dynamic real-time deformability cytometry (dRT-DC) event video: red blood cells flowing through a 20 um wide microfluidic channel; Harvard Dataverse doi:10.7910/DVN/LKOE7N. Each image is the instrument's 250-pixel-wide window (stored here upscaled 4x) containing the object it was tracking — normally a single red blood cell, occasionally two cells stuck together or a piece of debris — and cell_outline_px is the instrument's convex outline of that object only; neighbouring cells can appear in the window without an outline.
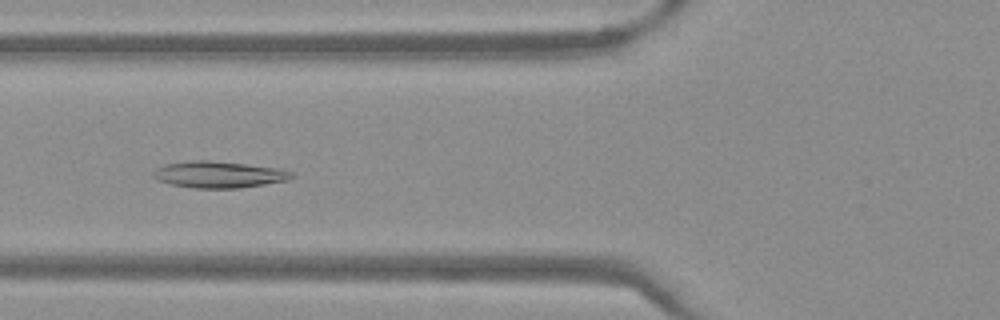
{"species": "Egyptian fruit bat (a non-hibernating species)", "species_latin": "Rousettus aegyptiacus", "temperature_condition": "warm", "stored_images_in_passage": 51, "camera_frame_rate_fps": 3000, "um_per_image_px": 0.085, "frame": {"image": 1, "passage_image": 20, "time_ms": 6.333, "image_size_px": [1000, 320], "cell_outline_px": [[296, 176], [288, 180], [240, 188], [196, 188], [172, 184], [160, 180], [152, 176], [152, 172], [156, 168], [164, 164], [192, 160], [208, 160], [280, 168], [292, 172]], "centroid_in_image_um": [18.61, 14.83], "position_along_channel_um": 107.2, "area_um2": 21.33}}
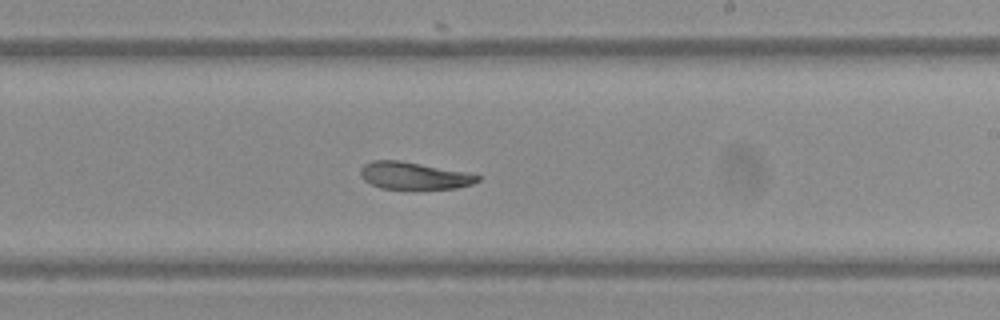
{"frame": {"image": 2, "passage_image": 31, "time_ms": 10.0, "image_size_px": [1000, 320], "cell_outline_px": [[480, 180], [472, 184], [456, 188], [380, 188], [364, 180], [360, 176], [360, 168], [364, 164], [372, 160], [400, 160], [468, 172], [480, 176]], "centroid_in_image_um": [35.17, 14.91], "position_along_channel_um": 253.8, "area_um2": 18.5}}
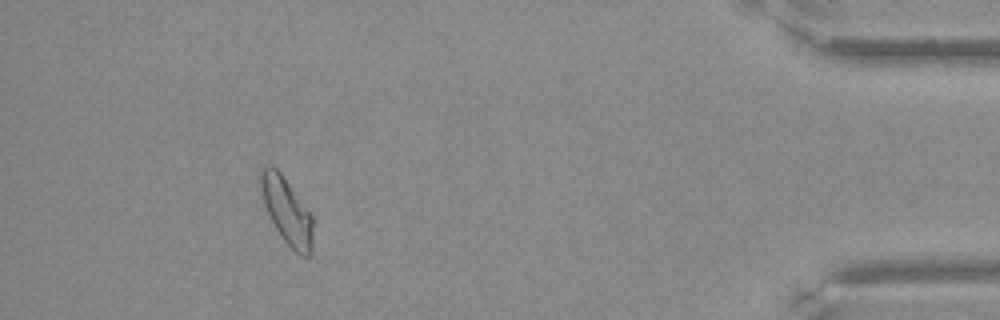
{"frame": {"image": 3, "passage_image": 47, "time_ms": 15.333, "image_size_px": [1000, 320], "cell_outline_px": [[312, 256], [300, 256], [284, 240], [276, 228], [264, 204], [256, 184], [260, 168], [268, 164], [272, 164], [280, 172], [312, 216]], "centroid_in_image_um": [24.31, 17.86], "position_along_channel_um": 410.9, "area_um2": 20.35}}